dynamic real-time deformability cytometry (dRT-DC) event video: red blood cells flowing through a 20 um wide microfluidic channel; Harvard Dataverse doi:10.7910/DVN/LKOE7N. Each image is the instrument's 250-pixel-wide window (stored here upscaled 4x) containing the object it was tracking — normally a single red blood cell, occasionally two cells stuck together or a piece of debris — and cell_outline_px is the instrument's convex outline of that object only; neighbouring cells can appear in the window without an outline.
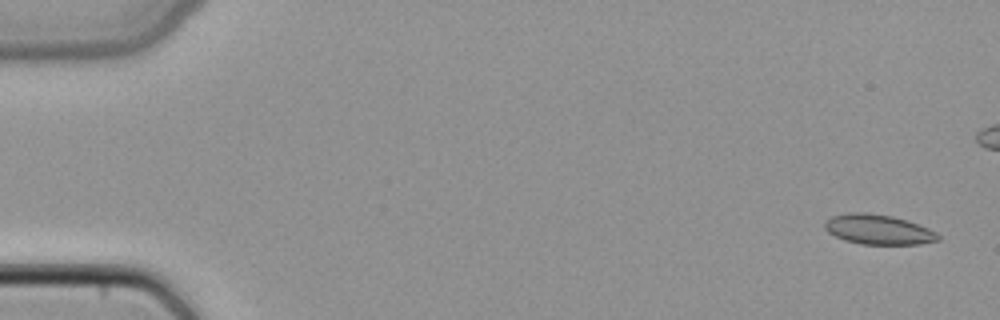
{"species": "common noctule bat (a hibernating species)", "species_latin": "Nyctalus noctula", "temperature_condition": "cold", "stored_images_in_passage": 49, "camera_frame_rate_fps": 3000, "um_per_image_px": 0.085, "animal": {"sex": "female", "body_mass_g": 22.7, "forearm_length_mm": 54.2}, "frame": {"image": 1, "passage_image": 1, "time_ms": 0.0, "image_size_px": [1000, 320], "cell_outline_px": [[940, 240], [920, 244], [860, 244], [844, 240], [828, 232], [824, 228], [824, 224], [832, 216], [848, 212], [864, 212], [892, 216], [908, 220], [928, 228], [936, 232], [940, 236]], "centroid_in_image_um": [74.67, 19.5], "position_along_channel_um": 10.3, "area_um2": 19.77}}
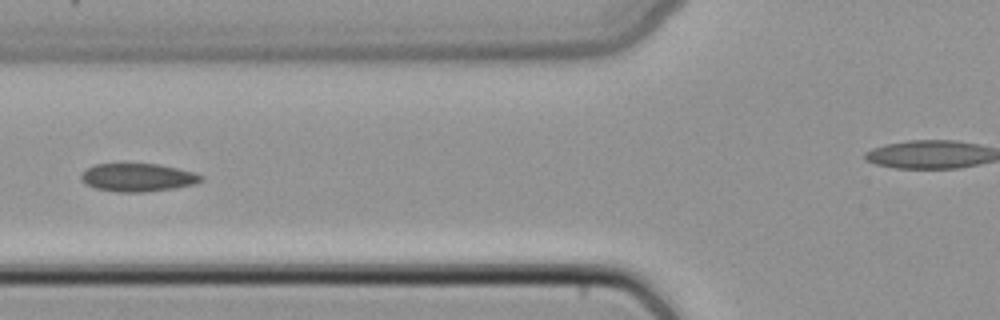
{"frame": {"image": 2, "passage_image": 19, "time_ms": 6.0, "image_size_px": [1000, 320], "cell_outline_px": [[204, 180], [196, 184], [176, 188], [144, 192], [116, 192], [96, 188], [84, 184], [80, 180], [80, 176], [88, 168], [96, 164], [160, 164], [192, 172], [204, 176]], "centroid_in_image_um": [11.73, 15.09], "position_along_channel_um": 114.1, "area_um2": 19.71}}
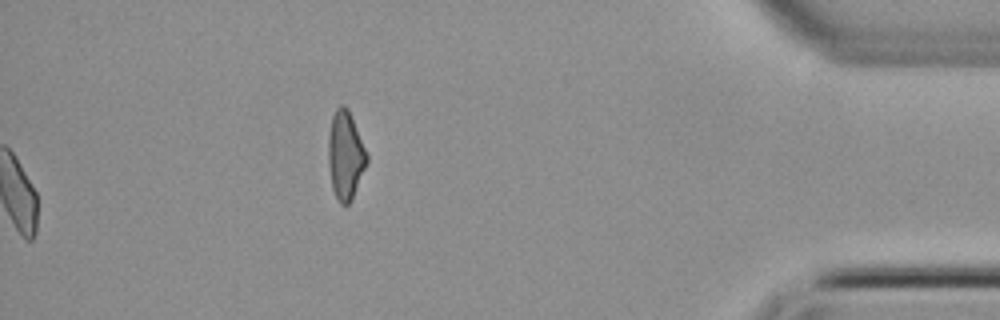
{"frame": {"image": 3, "passage_image": 49, "time_ms": 16.0, "image_size_px": [1000, 320], "cell_outline_px": [[368, 160], [352, 200], [348, 204], [340, 204], [332, 188], [328, 164], [328, 132], [332, 116], [336, 108], [340, 104], [344, 104], [348, 108], [368, 156]], "centroid_in_image_um": [29.34, 13.18], "position_along_channel_um": 405.9, "area_um2": 19.83}}